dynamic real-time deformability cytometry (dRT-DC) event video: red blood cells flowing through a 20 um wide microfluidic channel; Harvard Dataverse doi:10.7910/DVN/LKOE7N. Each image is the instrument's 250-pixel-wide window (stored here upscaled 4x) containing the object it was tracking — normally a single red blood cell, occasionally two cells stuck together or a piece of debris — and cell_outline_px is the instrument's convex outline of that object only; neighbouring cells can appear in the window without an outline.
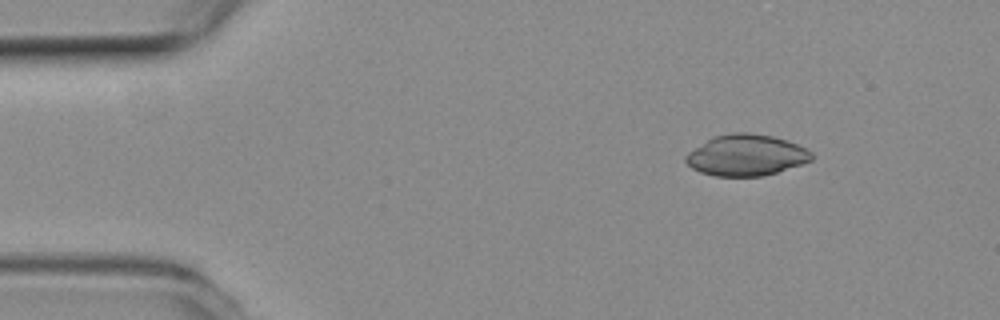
{"species": "common noctule bat (a hibernating species)", "species_latin": "Nyctalus noctula", "temperature_condition": "room temperature", "stored_images_in_passage": 7, "camera_frame_rate_fps": 3000, "um_per_image_px": 0.085, "animal": {"sex": "female", "body_mass_g": 19.3, "forearm_length_mm": 54.1}, "frame": {"image": 1, "passage_image": 1, "time_ms": 0.0, "image_size_px": [1000, 320], "cell_outline_px": [[812, 160], [776, 172], [760, 176], [716, 176], [700, 172], [692, 168], [684, 160], [684, 156], [688, 152], [712, 136], [732, 132], [752, 132], [772, 136], [788, 140], [812, 152]], "centroid_in_image_um": [63.39, 13.17], "position_along_channel_um": 21.6, "area_um2": 30.17}}